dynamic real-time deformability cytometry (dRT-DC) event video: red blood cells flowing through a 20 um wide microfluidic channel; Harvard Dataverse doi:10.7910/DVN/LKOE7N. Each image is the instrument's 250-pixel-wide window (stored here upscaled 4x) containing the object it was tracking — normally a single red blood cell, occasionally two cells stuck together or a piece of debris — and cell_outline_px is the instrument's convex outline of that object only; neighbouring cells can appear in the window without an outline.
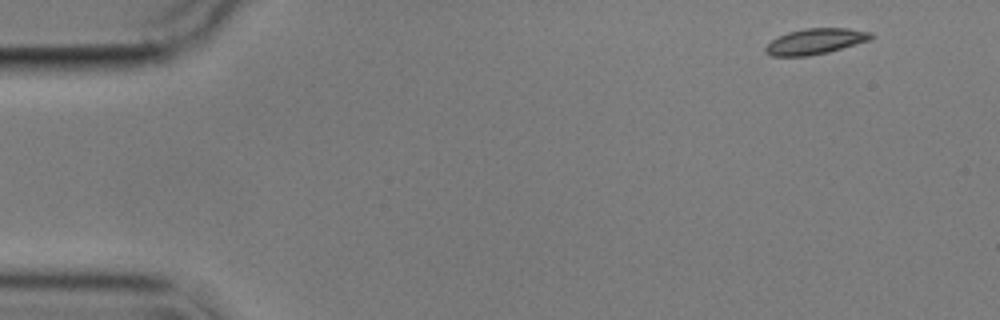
{"species": "common noctule bat (a hibernating species)", "species_latin": "Nyctalus noctula", "temperature_condition": "cold", "stored_images_in_passage": 3, "camera_frame_rate_fps": 3000, "um_per_image_px": 0.085, "animal": {"sex": "male", "body_mass_g": 17.9}, "frame": {"image": 1, "passage_image": 1, "time_ms": 0.0, "image_size_px": [1000, 320], "cell_outline_px": [[876, 36], [872, 40], [828, 52], [808, 56], [772, 56], [764, 52], [764, 48], [772, 40], [788, 32], [804, 28], [848, 28], [872, 32]], "centroid_in_image_um": [69.36, 3.51], "position_along_channel_um": 15.6, "area_um2": 15.95}}